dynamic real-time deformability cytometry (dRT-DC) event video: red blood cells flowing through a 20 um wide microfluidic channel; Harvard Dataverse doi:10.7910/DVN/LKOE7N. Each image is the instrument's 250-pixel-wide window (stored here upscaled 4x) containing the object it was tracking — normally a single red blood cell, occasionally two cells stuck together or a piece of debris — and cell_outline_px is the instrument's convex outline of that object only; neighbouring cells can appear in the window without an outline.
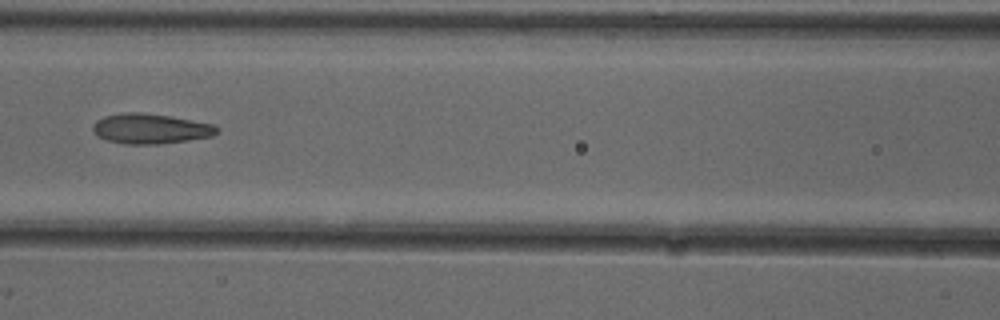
{"species": "common noctule bat (a hibernating species)", "species_latin": "Nyctalus noctula", "temperature_condition": "cold", "stored_images_in_passage": 7, "camera_frame_rate_fps": 3000, "um_per_image_px": 0.085, "animal": {"sex": "female"}, "frame": {"image": 1, "passage_image": 6, "time_ms": 1.667, "image_size_px": [1000, 320], "cell_outline_px": [[220, 132], [212, 136], [188, 140], [160, 144], [124, 144], [108, 140], [96, 136], [92, 128], [92, 124], [96, 120], [104, 116], [124, 112], [140, 112], [172, 116], [212, 124], [220, 128]], "centroid_in_image_um": [12.78, 10.93], "position_along_channel_um": 153.8, "area_um2": 21.96}}
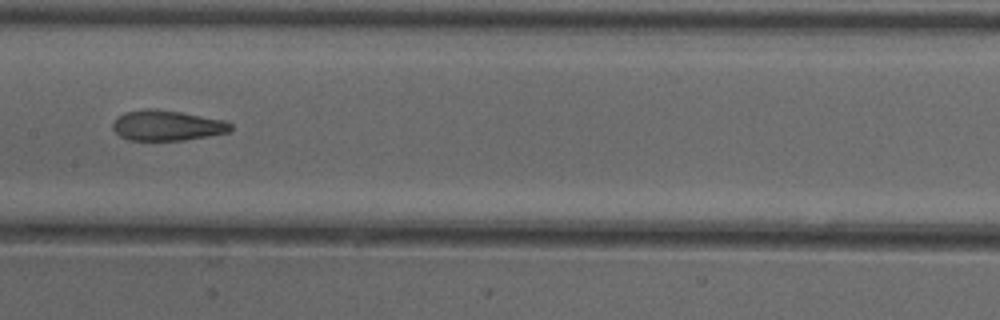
{"frame": {"image": 2, "passage_image": 7, "time_ms": 2.0, "image_size_px": [1000, 320], "cell_outline_px": [[232, 128], [228, 132], [208, 136], [184, 140], [128, 140], [120, 136], [112, 128], [112, 124], [124, 112], [144, 108], [156, 108], [180, 112], [224, 120], [232, 124]], "centroid_in_image_um": [14.18, 10.66], "position_along_channel_um": 193.2, "area_um2": 20.81}}